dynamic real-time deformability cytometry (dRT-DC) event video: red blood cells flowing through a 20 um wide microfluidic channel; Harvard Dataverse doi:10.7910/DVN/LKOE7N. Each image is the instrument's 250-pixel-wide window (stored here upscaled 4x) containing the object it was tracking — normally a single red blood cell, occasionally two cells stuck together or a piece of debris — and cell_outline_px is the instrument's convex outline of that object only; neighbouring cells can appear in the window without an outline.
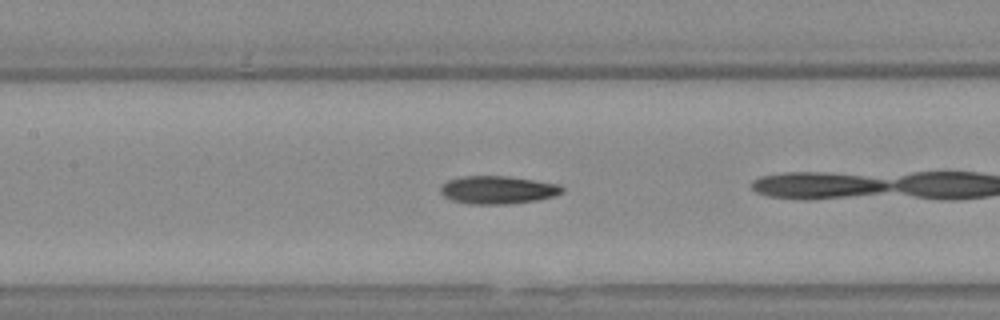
{"species": "Egyptian fruit bat (a non-hibernating species)", "species_latin": "Rousettus aegyptiacus", "temperature_condition": "warm", "stored_images_in_passage": 25, "camera_frame_rate_fps": 3000, "um_per_image_px": 0.085, "animal": {"sex": "female"}, "frame": {"image": 1, "passage_image": 8, "time_ms": 2.333, "image_size_px": [1000, 320], "cell_outline_px": [[564, 192], [552, 196], [536, 200], [508, 204], [468, 204], [452, 200], [444, 196], [440, 192], [440, 188], [448, 180], [464, 176], [508, 176], [536, 180], [560, 184], [564, 188]], "centroid_in_image_um": [42.33, 16.14], "position_along_channel_um": 165.1, "area_um2": 19.83}}